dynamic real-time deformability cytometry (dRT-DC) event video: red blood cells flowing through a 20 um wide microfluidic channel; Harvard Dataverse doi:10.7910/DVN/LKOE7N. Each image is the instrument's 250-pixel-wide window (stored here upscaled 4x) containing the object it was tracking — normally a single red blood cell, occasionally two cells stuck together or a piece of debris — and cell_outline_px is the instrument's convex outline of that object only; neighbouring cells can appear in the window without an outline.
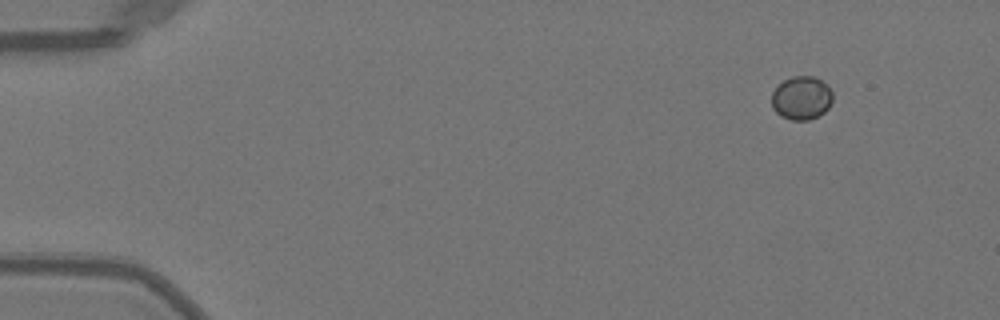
{"species": "Egyptian fruit bat (a non-hibernating species)", "species_latin": "Rousettus aegyptiacus", "temperature_condition": "warm", "stored_images_in_passage": 44, "camera_frame_rate_fps": 3000, "um_per_image_px": 0.085, "animal": {"sex": "female"}, "frame": {"image": 1, "passage_image": 1, "time_ms": 0.0, "image_size_px": [1000, 320], "cell_outline_px": [[832, 100], [828, 108], [824, 112], [808, 120], [792, 120], [780, 116], [772, 108], [772, 92], [784, 80], [792, 76], [812, 76], [828, 84], [832, 92]], "centroid_in_image_um": [68.13, 8.32], "position_along_channel_um": 16.9, "area_um2": 15.43}}
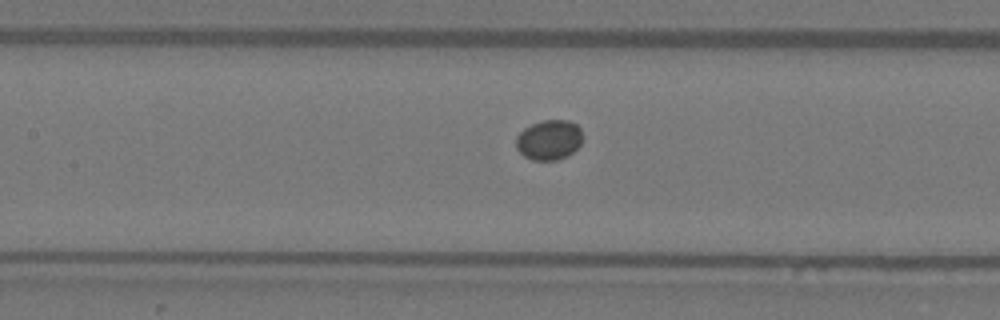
{"frame": {"image": 2, "passage_image": 20, "time_ms": 6.333, "image_size_px": [1000, 320], "cell_outline_px": [[580, 144], [568, 156], [556, 160], [532, 160], [524, 156], [516, 148], [516, 136], [524, 128], [532, 124], [544, 120], [568, 120], [576, 124], [580, 128]], "centroid_in_image_um": [46.64, 11.89], "position_along_channel_um": 160.8, "area_um2": 15.37}}
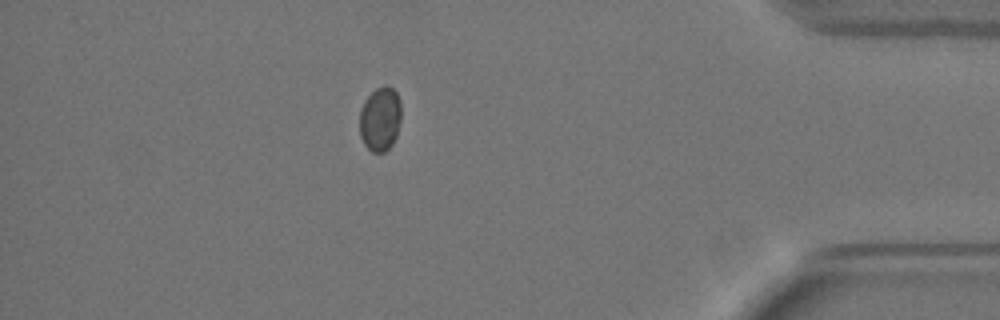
{"frame": {"image": 3, "passage_image": 41, "time_ms": 13.333, "image_size_px": [1000, 320], "cell_outline_px": [[400, 120], [396, 136], [392, 144], [384, 152], [372, 152], [364, 144], [360, 136], [360, 108], [364, 100], [376, 88], [384, 84], [392, 88], [396, 92], [400, 100]], "centroid_in_image_um": [32.3, 10.1], "position_along_channel_um": 402.9, "area_um2": 15.61}}